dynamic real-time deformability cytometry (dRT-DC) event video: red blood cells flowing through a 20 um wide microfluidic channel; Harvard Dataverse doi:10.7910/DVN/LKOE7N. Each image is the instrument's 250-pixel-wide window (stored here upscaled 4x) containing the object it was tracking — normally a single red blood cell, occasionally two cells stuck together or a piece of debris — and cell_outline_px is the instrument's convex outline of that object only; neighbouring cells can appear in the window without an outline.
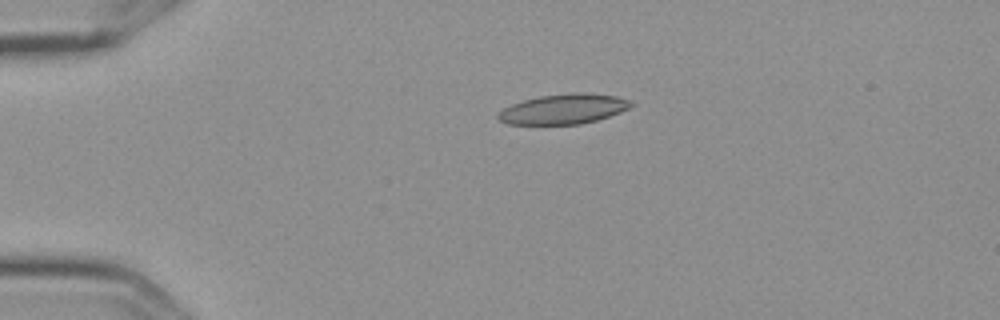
{"species": "Egyptian fruit bat (a non-hibernating species)", "species_latin": "Rousettus aegyptiacus", "temperature_condition": "cold", "stored_images_in_passage": 4, "camera_frame_rate_fps": 3000, "um_per_image_px": 0.085, "frame": {"image": 1, "passage_image": 3, "time_ms": 0.667, "image_size_px": [1000, 320], "cell_outline_px": [[636, 104], [620, 112], [596, 120], [580, 124], [508, 124], [500, 120], [496, 116], [504, 108], [512, 104], [524, 100], [540, 96], [572, 92], [584, 92], [616, 96], [632, 100]], "centroid_in_image_um": [47.94, 9.25], "position_along_channel_um": 37.1, "area_um2": 23.18}}